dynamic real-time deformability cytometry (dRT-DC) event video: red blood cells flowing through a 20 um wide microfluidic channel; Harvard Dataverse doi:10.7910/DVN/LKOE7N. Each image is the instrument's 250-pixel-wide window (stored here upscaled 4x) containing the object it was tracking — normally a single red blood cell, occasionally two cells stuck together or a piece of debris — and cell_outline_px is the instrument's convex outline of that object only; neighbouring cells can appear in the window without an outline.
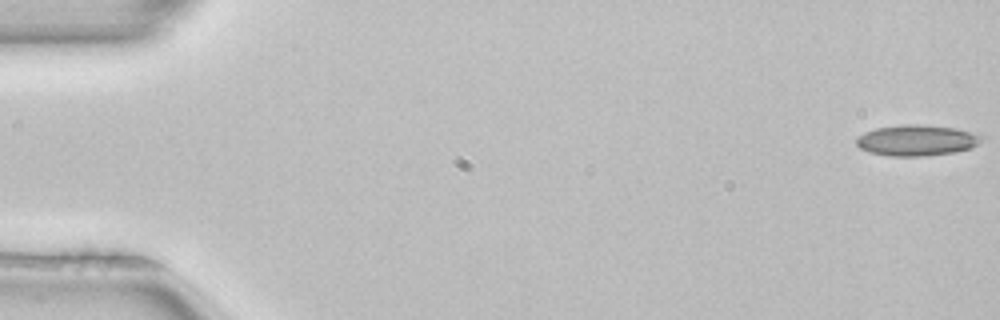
{"species": "common noctule bat (a hibernating species)", "species_latin": "Nyctalus noctula", "temperature_condition": "room temperature", "stored_images_in_passage": 4, "camera_frame_rate_fps": 3000, "um_per_image_px": 0.085, "animal": {"sex": "female", "body_mass_g": 22.7, "forearm_length_mm": 54.2}, "frame": {"image": 1, "passage_image": 1, "time_ms": 0.0, "image_size_px": [1000, 320], "cell_outline_px": [[984, 136], [972, 148], [952, 152], [924, 156], [888, 156], [868, 152], [860, 148], [856, 144], [856, 136], [864, 132], [876, 128], [900, 124], [920, 124], [956, 128]], "centroid_in_image_um": [77.86, 11.92], "position_along_channel_um": 7.1, "area_um2": 22.6}}